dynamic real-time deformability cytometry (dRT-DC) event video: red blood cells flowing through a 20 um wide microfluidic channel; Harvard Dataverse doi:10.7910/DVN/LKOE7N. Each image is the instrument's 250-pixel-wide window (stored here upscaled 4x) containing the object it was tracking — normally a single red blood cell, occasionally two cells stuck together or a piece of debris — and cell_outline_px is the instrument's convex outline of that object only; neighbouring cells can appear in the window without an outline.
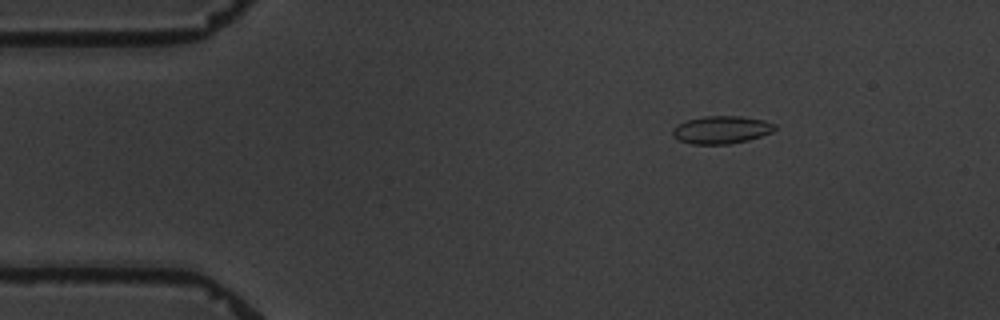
{"species": "common noctule bat (a hibernating species)", "species_latin": "Nyctalus noctula", "temperature_condition": "warm", "stored_images_in_passage": 13, "camera_frame_rate_fps": 3000, "um_per_image_px": 0.085, "animal": {"sex": "male", "body_mass_g": 19.5, "forearm_length_mm": 54.6}, "frame": {"image": 1, "passage_image": 1, "time_ms": 0.0, "image_size_px": [1000, 320], "cell_outline_px": [[776, 128], [772, 132], [748, 140], [728, 144], [692, 144], [680, 140], [672, 136], [672, 128], [676, 124], [688, 120], [704, 116], [740, 116], [764, 120], [776, 124]], "centroid_in_image_um": [61.3, 11.03], "position_along_channel_um": 23.7, "area_um2": 16.53}}
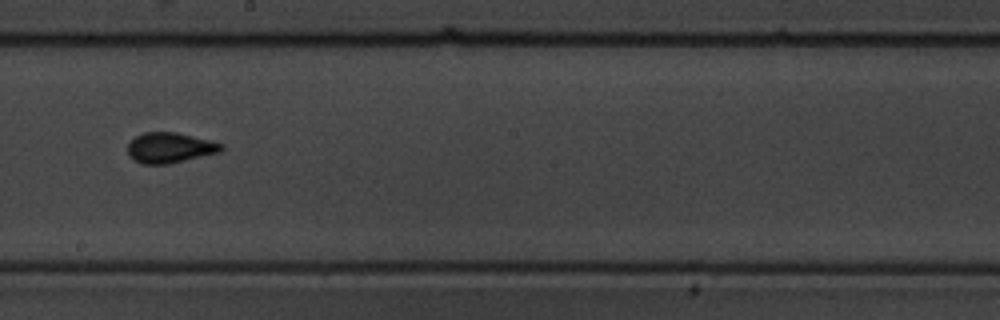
{"frame": {"image": 2, "passage_image": 7, "time_ms": 8.0, "image_size_px": [1000, 320], "cell_outline_px": [[224, 148], [220, 152], [168, 164], [140, 164], [128, 156], [128, 144], [136, 136], [144, 132], [176, 132], [224, 144]], "centroid_in_image_um": [14.42, 12.56], "position_along_channel_um": 233.8, "area_um2": 16.53}}
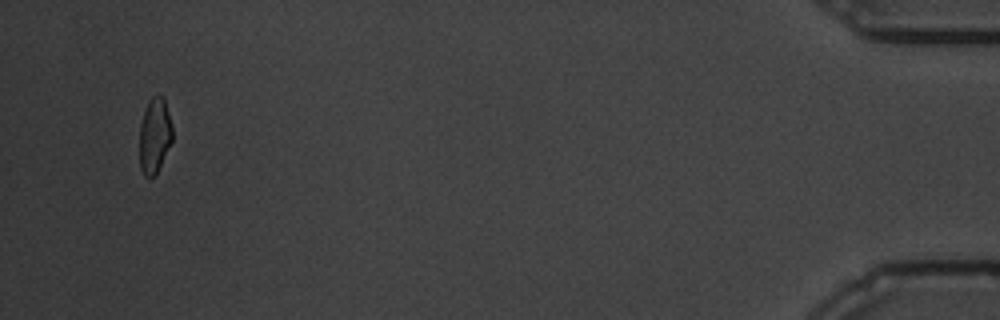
{"frame": {"image": 3, "passage_image": 13, "time_ms": 16.0, "image_size_px": [1000, 320], "cell_outline_px": [[172, 140], [156, 172], [148, 180], [144, 176], [140, 168], [140, 124], [148, 100], [156, 92], [164, 100], [172, 124]], "centroid_in_image_um": [13.13, 11.5], "position_along_channel_um": 422.1, "area_um2": 14.28}, "authors_computed_cell_mechanics": {"area_um2": 16.0106, "velocity_mm_per_s": 3.4129, "shape_relaxation_time_tau1_ms": 6.0261, "shape_relaxation_time_tau2_ms": 0.8746, "deformation_change_tau1": 0.1255, "deformation_change_tau2": 0.0365}}